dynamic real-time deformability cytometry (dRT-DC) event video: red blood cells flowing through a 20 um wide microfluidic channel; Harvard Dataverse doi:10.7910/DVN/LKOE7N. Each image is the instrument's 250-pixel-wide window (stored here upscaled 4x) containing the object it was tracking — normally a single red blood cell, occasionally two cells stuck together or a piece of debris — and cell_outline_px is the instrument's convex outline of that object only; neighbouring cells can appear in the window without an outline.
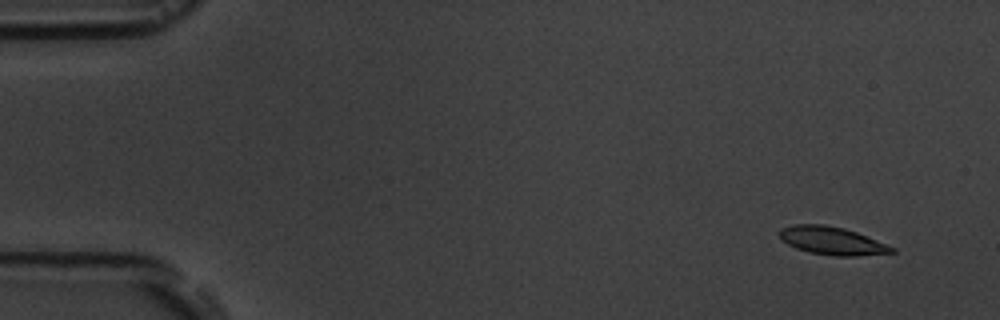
{"species": "common noctule bat (a hibernating species)", "species_latin": "Nyctalus noctula", "temperature_condition": "room temperature", "stored_images_in_passage": 4, "camera_frame_rate_fps": 3000, "um_per_image_px": 0.085, "animal": {"sex": "male", "body_mass_g": 19.5, "forearm_length_mm": 54.6}, "frame": {"image": 1, "passage_image": 1, "time_ms": 0.0, "image_size_px": [1000, 320], "cell_outline_px": [[896, 252], [856, 256], [832, 256], [808, 252], [796, 248], [788, 244], [780, 236], [780, 228], [792, 224], [824, 224], [844, 228], [856, 232], [896, 248]], "centroid_in_image_um": [70.72, 20.46], "position_along_channel_um": 14.3, "area_um2": 18.26}}